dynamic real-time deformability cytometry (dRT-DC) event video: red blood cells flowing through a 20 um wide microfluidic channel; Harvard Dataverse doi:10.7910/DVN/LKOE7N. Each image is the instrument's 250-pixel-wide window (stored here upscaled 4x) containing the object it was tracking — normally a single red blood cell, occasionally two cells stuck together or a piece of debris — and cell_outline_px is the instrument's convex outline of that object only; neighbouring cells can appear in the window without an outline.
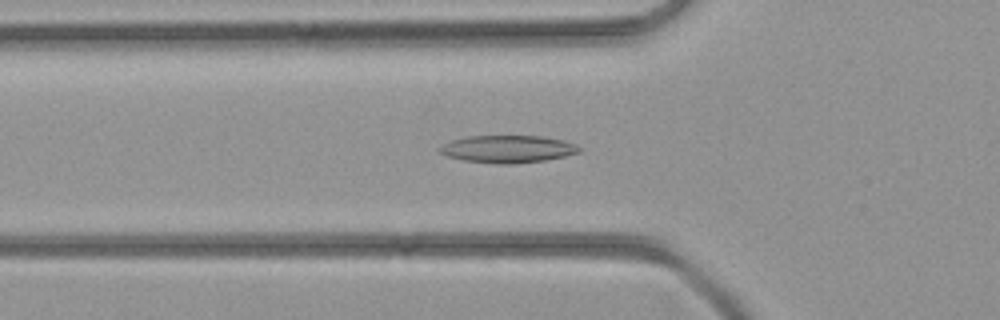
{"species": "common noctule bat (a hibernating species)", "species_latin": "Nyctalus noctula", "temperature_condition": "room temperature", "stored_images_in_passage": 37, "camera_frame_rate_fps": 3000, "um_per_image_px": 0.085, "animal": {"sex": "female", "body_mass_g": 21.9}, "frame": {"image": 1, "passage_image": 9, "time_ms": 2.667, "image_size_px": [1000, 320], "cell_outline_px": [[580, 152], [564, 156], [544, 160], [516, 164], [496, 164], [464, 160], [448, 156], [440, 152], [436, 148], [452, 140], [468, 136], [540, 136], [564, 140], [576, 144], [580, 148]], "centroid_in_image_um": [43.16, 12.67], "position_along_channel_um": 82.6, "area_um2": 22.25}}
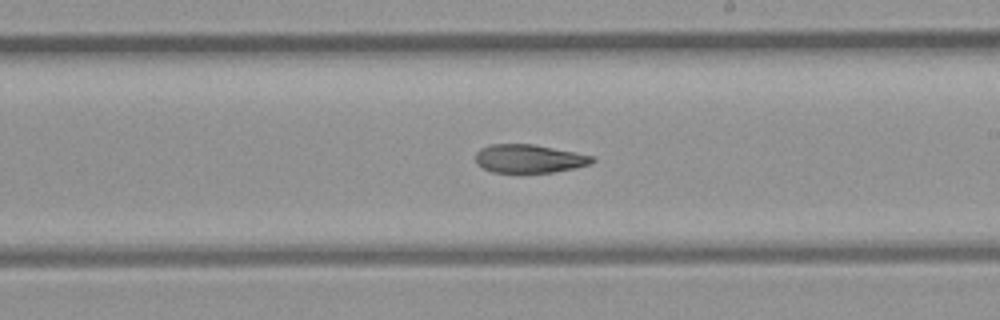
{"frame": {"image": 2, "passage_image": 19, "time_ms": 6.0, "image_size_px": [1000, 320], "cell_outline_px": [[596, 160], [592, 164], [552, 172], [520, 176], [492, 172], [476, 164], [476, 152], [480, 148], [492, 144], [532, 144], [576, 152], [592, 156]], "centroid_in_image_um": [44.94, 13.53], "position_along_channel_um": 244.1, "area_um2": 20.06}}
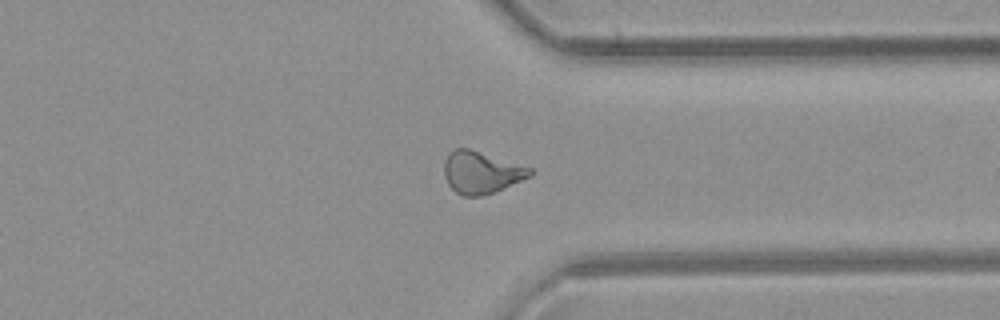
{"frame": {"image": 3, "passage_image": 27, "time_ms": 8.667, "image_size_px": [1000, 320], "cell_outline_px": [[532, 172], [528, 176], [496, 192], [480, 196], [460, 196], [448, 184], [444, 176], [444, 160], [448, 152], [456, 148], [468, 148], [532, 168]], "centroid_in_image_um": [40.85, 14.66], "position_along_channel_um": 370.6, "area_um2": 20.92}}